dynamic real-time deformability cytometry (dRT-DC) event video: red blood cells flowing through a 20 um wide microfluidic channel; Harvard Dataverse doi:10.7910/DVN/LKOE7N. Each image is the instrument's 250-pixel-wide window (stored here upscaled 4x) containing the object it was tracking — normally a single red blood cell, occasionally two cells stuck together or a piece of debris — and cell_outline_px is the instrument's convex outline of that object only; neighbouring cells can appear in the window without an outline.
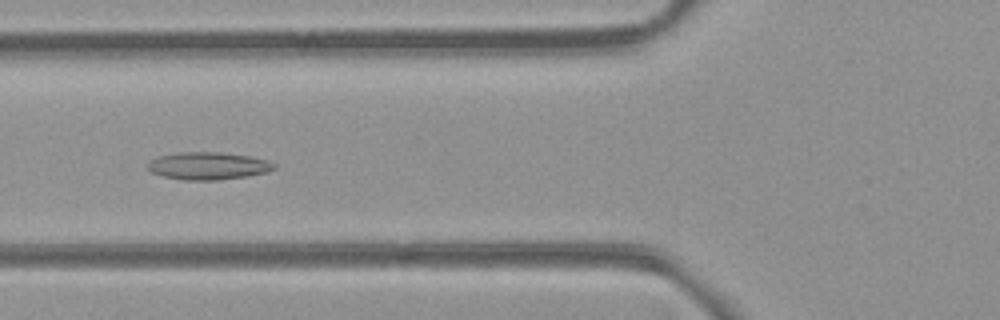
{"species": "common noctule bat (a hibernating species)", "species_latin": "Nyctalus noctula", "temperature_condition": "room temperature", "stored_images_in_passage": 40, "camera_frame_rate_fps": 3000, "um_per_image_px": 0.085, "animal": {"sex": "female", "body_mass_g": 21.9}, "frame": {"image": 1, "passage_image": 8, "time_ms": 2.333, "image_size_px": [1000, 320], "cell_outline_px": [[276, 168], [268, 172], [248, 176], [220, 180], [184, 180], [164, 176], [152, 172], [144, 168], [152, 160], [160, 156], [180, 152], [220, 152], [252, 156], [268, 160], [276, 164]], "centroid_in_image_um": [17.74, 14.1], "position_along_channel_um": 108.1, "area_um2": 20.4}}
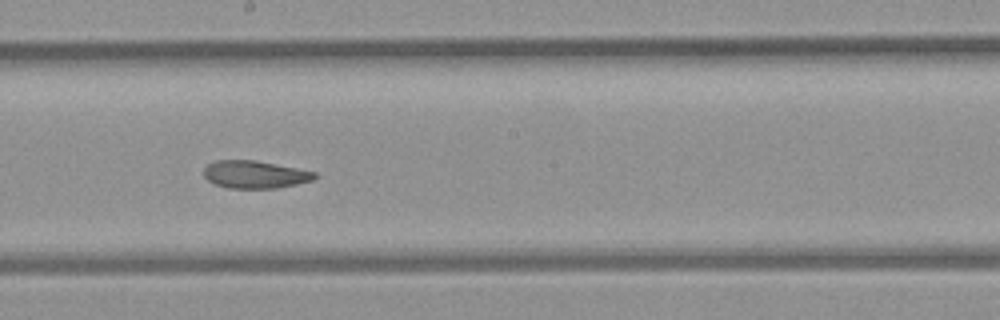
{"frame": {"image": 2, "passage_image": 17, "time_ms": 5.333, "image_size_px": [1000, 320], "cell_outline_px": [[316, 176], [312, 180], [296, 184], [276, 188], [228, 188], [212, 184], [204, 176], [204, 168], [208, 164], [216, 160], [256, 160], [316, 172]], "centroid_in_image_um": [21.62, 14.83], "position_along_channel_um": 226.6, "area_um2": 17.8}}
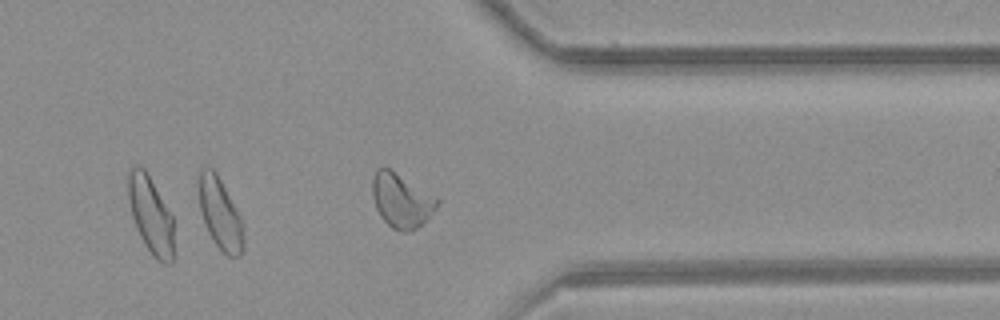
{"frame": {"image": 3, "passage_image": 29, "time_ms": 9.333, "image_size_px": [1000, 320], "cell_outline_px": [[440, 200], [436, 208], [412, 232], [400, 232], [392, 228], [380, 216], [376, 208], [372, 196], [372, 176], [376, 168], [388, 168], [436, 196]], "centroid_in_image_um": [34.09, 17.04], "position_along_channel_um": 377.3, "area_um2": 20.29}, "authors_computed_cell_mechanics": {"area_um2": 19.5075, "velocity_mm_per_s": 3.9335, "shape_relaxation_time_tau1_ms": null, "shape_relaxation_time_tau2_ms": 2.7319, "deformation_change_tau1": null, "deformation_change_tau2": 0.0929}}